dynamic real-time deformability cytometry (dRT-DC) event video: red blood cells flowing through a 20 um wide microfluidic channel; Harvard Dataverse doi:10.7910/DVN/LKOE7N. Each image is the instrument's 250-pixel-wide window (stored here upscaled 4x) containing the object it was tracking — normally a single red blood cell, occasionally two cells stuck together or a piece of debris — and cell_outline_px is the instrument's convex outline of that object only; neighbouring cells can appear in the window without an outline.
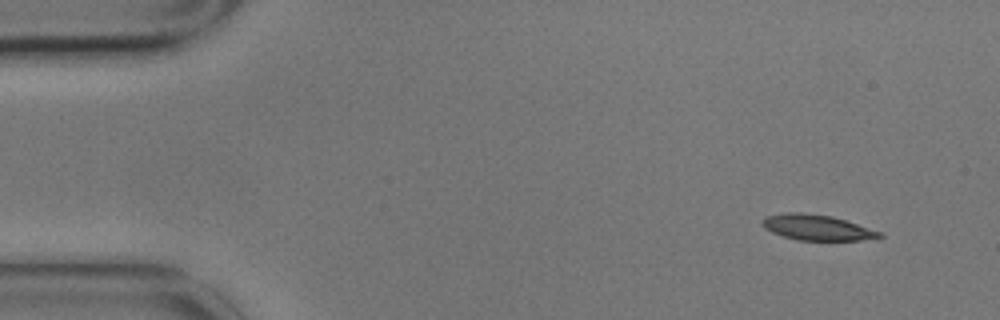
{"species": "common noctule bat (a hibernating species)", "species_latin": "Nyctalus noctula", "temperature_condition": "cold", "stored_images_in_passage": 6, "camera_frame_rate_fps": 3000, "um_per_image_px": 0.085, "animal": {"sex": "male", "body_mass_g": 17.9}, "frame": {"image": 1, "passage_image": 1, "time_ms": 0.0, "image_size_px": [1000, 320], "cell_outline_px": [[884, 236], [860, 240], [796, 240], [772, 232], [764, 228], [760, 220], [764, 216], [788, 212], [800, 212], [832, 216], [880, 232]], "centroid_in_image_um": [69.36, 19.33], "position_along_channel_um": 15.6, "area_um2": 17.22}}
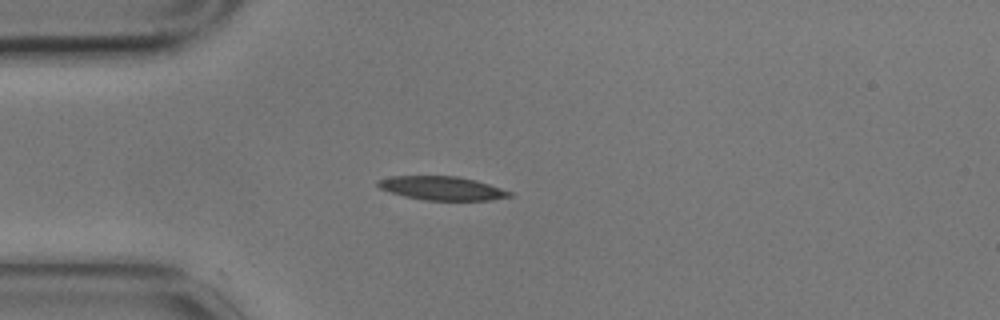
{"frame": {"image": 2, "passage_image": 4, "time_ms": 1.0, "image_size_px": [1000, 320], "cell_outline_px": [[512, 196], [492, 200], [424, 200], [404, 196], [380, 188], [376, 184], [376, 180], [392, 176], [456, 176], [476, 180], [512, 192]], "centroid_in_image_um": [37.56, 16.0], "position_along_channel_um": 47.4, "area_um2": 18.09}}